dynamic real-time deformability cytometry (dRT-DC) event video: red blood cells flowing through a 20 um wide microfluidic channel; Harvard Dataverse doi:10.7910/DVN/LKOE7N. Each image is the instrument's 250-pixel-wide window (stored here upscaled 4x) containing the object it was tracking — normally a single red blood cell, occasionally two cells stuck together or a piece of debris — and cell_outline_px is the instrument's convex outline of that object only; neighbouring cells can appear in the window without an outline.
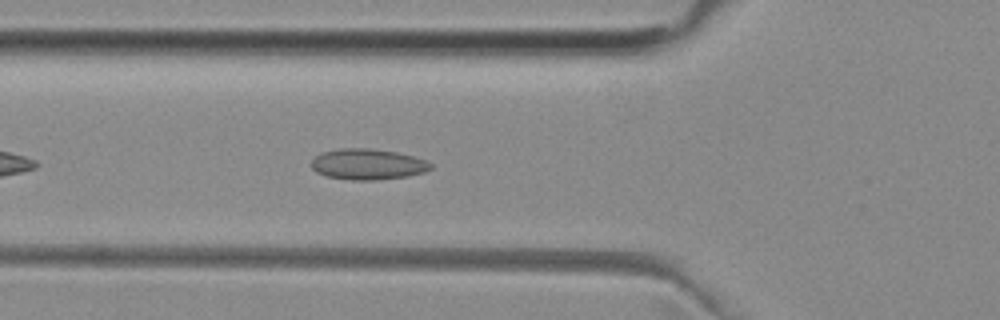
{"species": "common noctule bat (a hibernating species)", "species_latin": "Nyctalus noctula", "temperature_condition": "room temperature", "stored_images_in_passage": 34, "camera_frame_rate_fps": 3000, "um_per_image_px": 0.085, "animal": {"sex": "female", "body_mass_g": 29.2, "forearm_length_mm": 56.3}, "frame": {"image": 1, "passage_image": 6, "time_ms": 1.667, "image_size_px": [1000, 320], "cell_outline_px": [[432, 168], [424, 172], [408, 176], [376, 180], [352, 180], [328, 176], [316, 172], [312, 168], [312, 160], [320, 152], [340, 148], [368, 148], [396, 152], [428, 160], [432, 164]], "centroid_in_image_um": [31.27, 13.95], "position_along_channel_um": 94.5, "area_um2": 21.44}}
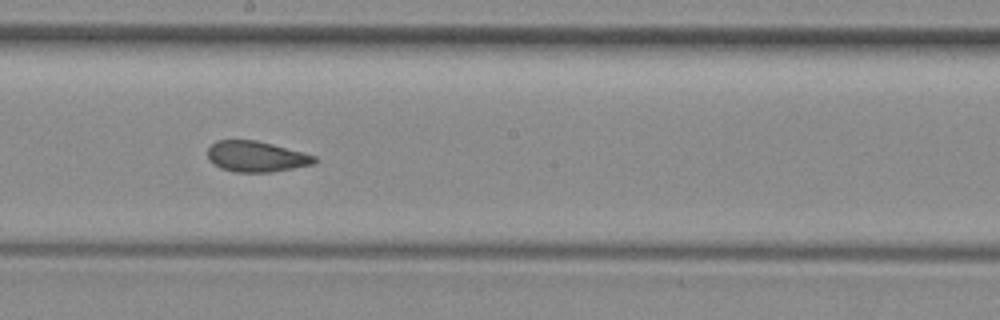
{"frame": {"image": 2, "passage_image": 16, "time_ms": 5.0, "image_size_px": [1000, 320], "cell_outline_px": [[320, 160], [316, 164], [272, 172], [236, 172], [220, 168], [208, 156], [208, 148], [216, 140], [256, 140], [304, 152], [316, 156]], "centroid_in_image_um": [21.86, 13.3], "position_along_channel_um": 226.3, "area_um2": 19.19}}
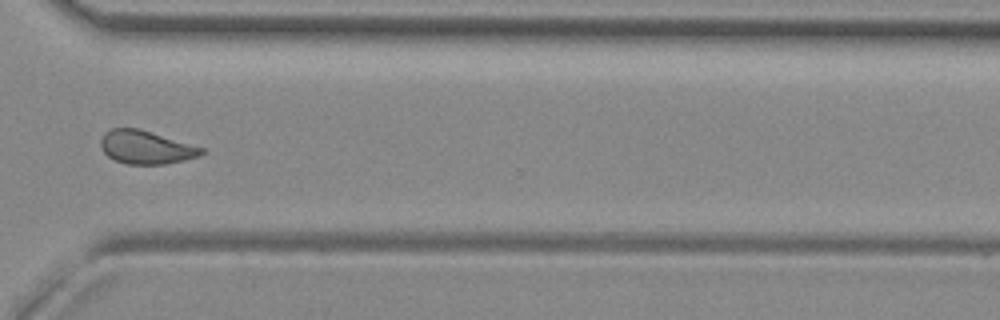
{"frame": {"image": 3, "passage_image": 26, "time_ms": 8.333, "image_size_px": [1000, 320], "cell_outline_px": [[204, 152], [200, 156], [184, 160], [164, 164], [128, 164], [116, 160], [108, 156], [104, 152], [100, 144], [100, 140], [104, 132], [112, 128], [136, 128], [204, 148]], "centroid_in_image_um": [12.38, 12.52], "position_along_channel_um": 358.2, "area_um2": 19.25}, "authors_computed_cell_mechanics": {"area_um2": 19.7098, "velocity_mm_per_s": 3.9524, "shape_relaxation_time_tau1_ms": null, "shape_relaxation_time_tau2_ms": 1.6693, "deformation_change_tau1": null, "deformation_change_tau2": 0.073}}